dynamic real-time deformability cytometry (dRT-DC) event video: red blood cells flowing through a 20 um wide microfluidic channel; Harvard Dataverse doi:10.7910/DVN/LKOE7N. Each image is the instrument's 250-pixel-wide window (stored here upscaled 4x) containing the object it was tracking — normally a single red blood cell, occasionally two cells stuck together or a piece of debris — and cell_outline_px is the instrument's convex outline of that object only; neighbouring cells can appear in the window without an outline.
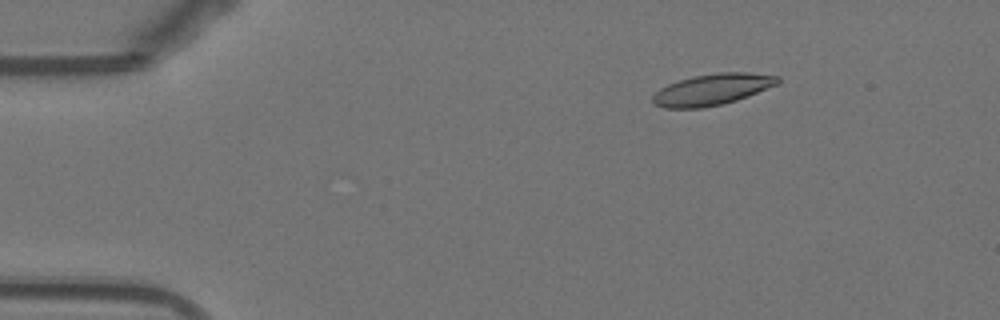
{"species": "Egyptian fruit bat (a non-hibernating species)", "species_latin": "Rousettus aegyptiacus", "temperature_condition": "warm", "stored_images_in_passage": 32, "camera_frame_rate_fps": 3000, "um_per_image_px": 0.085, "animal": {"sex": "female"}, "frame": {"image": 1, "passage_image": 8, "time_ms": 2.333, "image_size_px": [1000, 320], "cell_outline_px": [[780, 80], [776, 84], [748, 96], [724, 104], [704, 108], [664, 108], [652, 104], [652, 96], [660, 88], [668, 84], [680, 80], [696, 76], [716, 72], [748, 72], [780, 76]], "centroid_in_image_um": [60.52, 7.61], "position_along_channel_um": 24.5, "area_um2": 22.77}}
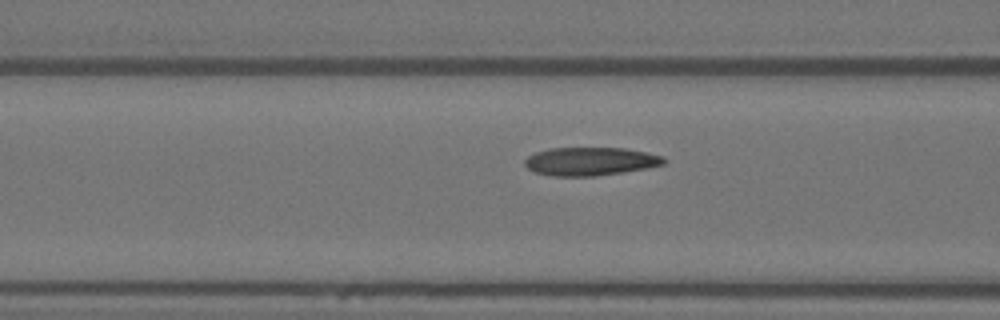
{"frame": {"image": 2, "passage_image": 21, "time_ms": 6.667, "image_size_px": [1000, 320], "cell_outline_px": [[668, 160], [664, 164], [648, 168], [624, 172], [596, 176], [552, 176], [536, 172], [528, 168], [524, 164], [524, 160], [528, 156], [536, 152], [548, 148], [624, 148], [648, 152], [664, 156]], "centroid_in_image_um": [50.22, 13.71], "position_along_channel_um": 116.4, "area_um2": 23.12}}
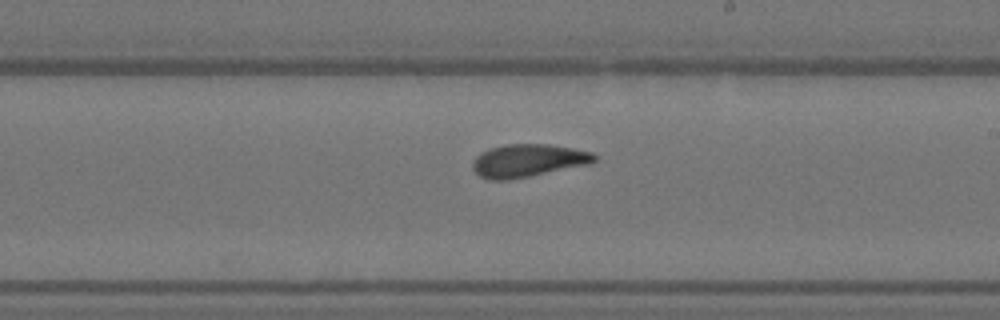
{"frame": {"image": 3, "passage_image": 31, "time_ms": 10.0, "image_size_px": [1000, 320], "cell_outline_px": [[596, 160], [592, 164], [508, 180], [488, 180], [480, 176], [472, 168], [472, 164], [476, 156], [480, 152], [488, 148], [504, 144], [548, 144], [572, 148], [592, 152], [596, 156]], "centroid_in_image_um": [44.87, 13.64], "position_along_channel_um": 244.1, "area_um2": 23.47}}